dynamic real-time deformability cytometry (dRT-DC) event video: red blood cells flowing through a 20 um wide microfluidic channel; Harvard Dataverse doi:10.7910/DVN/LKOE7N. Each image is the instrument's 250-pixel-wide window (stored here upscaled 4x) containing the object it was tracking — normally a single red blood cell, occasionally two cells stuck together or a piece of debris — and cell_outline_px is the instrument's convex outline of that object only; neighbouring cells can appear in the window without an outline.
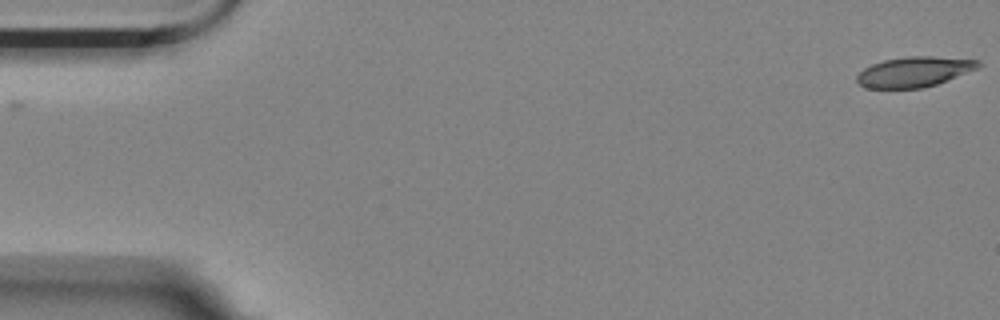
{"species": "Egyptian fruit bat (a non-hibernating species)", "species_latin": "Rousettus aegyptiacus", "temperature_condition": "room temperature", "stored_images_in_passage": 57, "camera_frame_rate_fps": 3000, "um_per_image_px": 0.085, "animal": {"sex": "female"}, "frame": {"image": 1, "passage_image": 1, "time_ms": 0.0, "image_size_px": [1000, 320], "cell_outline_px": [[980, 68], [948, 80], [924, 88], [868, 88], [860, 84], [856, 80], [856, 76], [864, 68], [872, 64], [884, 60], [908, 56], [932, 56], [980, 60]], "centroid_in_image_um": [77.74, 6.1], "position_along_channel_um": 7.3, "area_um2": 21.39}}
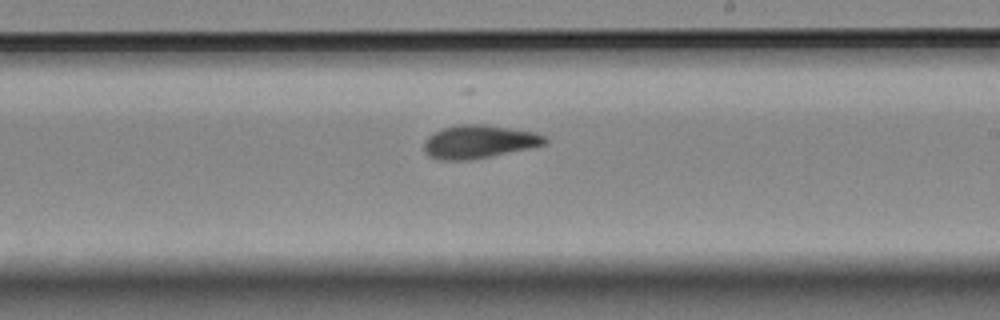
{"frame": {"image": 2, "passage_image": 33, "time_ms": 10.667, "image_size_px": [1000, 320], "cell_outline_px": [[548, 140], [544, 144], [528, 148], [492, 156], [468, 160], [440, 160], [428, 156], [424, 152], [424, 140], [428, 136], [444, 128], [460, 124], [484, 124], [536, 132], [544, 136]], "centroid_in_image_um": [40.68, 12.05], "position_along_channel_um": 248.3, "area_um2": 23.29}}
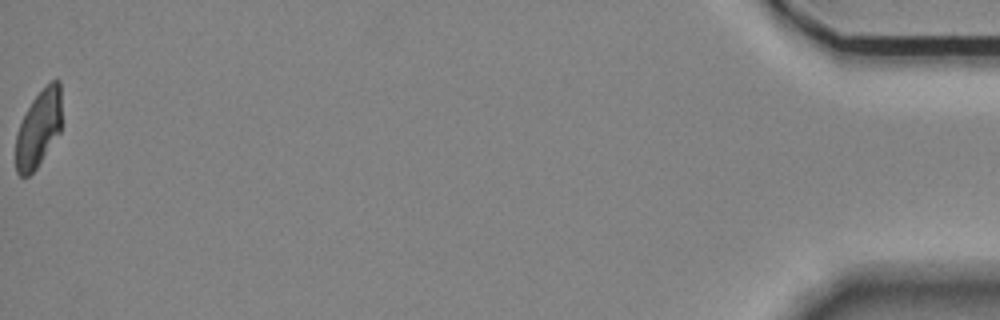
{"frame": {"image": 3, "passage_image": 57, "time_ms": 18.667, "image_size_px": [1000, 320], "cell_outline_px": [[60, 132], [36, 168], [28, 176], [20, 176], [16, 172], [16, 136], [20, 124], [32, 100], [52, 80], [60, 80]], "centroid_in_image_um": [3.26, 10.96], "position_along_channel_um": 431.9, "area_um2": 20.06}, "authors_computed_cell_mechanics": {"area_um2": 22.6576, "velocity_mm_per_s": 3.5193, "shape_relaxation_time_tau1_ms": 8.474, "shape_relaxation_time_tau2_ms": 3.669, "deformation_change_tau1": 0.2178, "deformation_change_tau2": 0.0984}}